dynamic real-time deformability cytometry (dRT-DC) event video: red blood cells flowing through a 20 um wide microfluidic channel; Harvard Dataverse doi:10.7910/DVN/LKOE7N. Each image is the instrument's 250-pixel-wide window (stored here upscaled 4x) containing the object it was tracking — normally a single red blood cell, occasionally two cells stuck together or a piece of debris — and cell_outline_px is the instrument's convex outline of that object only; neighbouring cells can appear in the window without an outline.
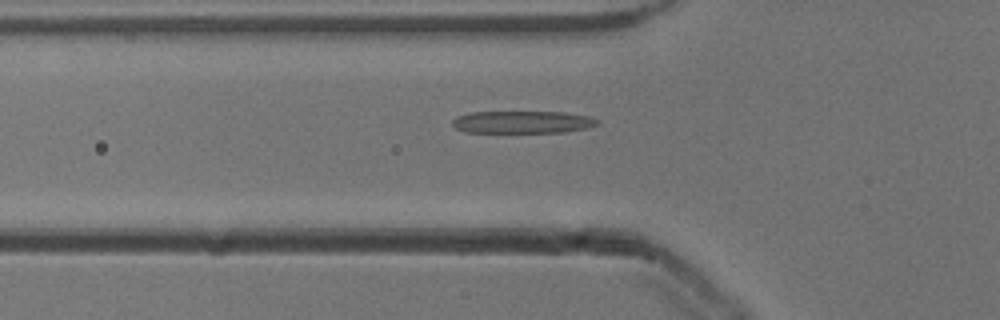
{"species": "common noctule bat (a hibernating species)", "species_latin": "Nyctalus noctula", "temperature_condition": "cold", "stored_images_in_passage": 30, "camera_frame_rate_fps": 3000, "um_per_image_px": 0.085, "animal": {"sex": "male", "body_mass_g": 13.3}, "frame": {"image": 1, "passage_image": 3, "time_ms": 0.667, "image_size_px": [1000, 320], "cell_outline_px": [[600, 124], [584, 128], [564, 132], [464, 132], [456, 128], [452, 124], [452, 120], [456, 116], [468, 112], [564, 112], [588, 116], [600, 120]], "centroid_in_image_um": [44.39, 10.37], "position_along_channel_um": 81.4, "area_um2": 18.9}}
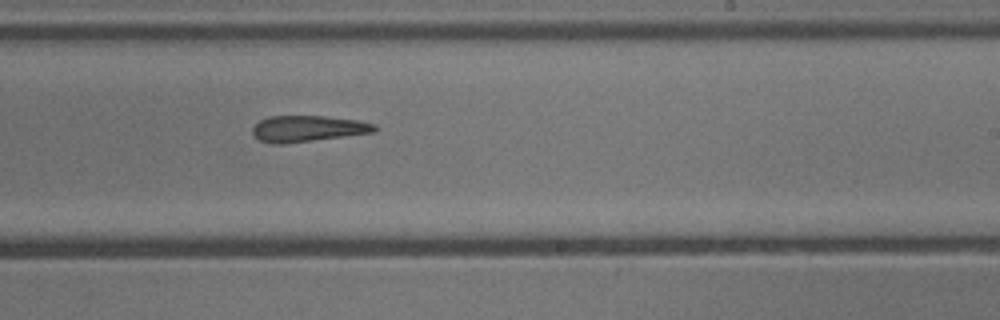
{"frame": {"image": 2, "passage_image": 17, "time_ms": 5.333, "image_size_px": [1000, 320], "cell_outline_px": [[376, 132], [280, 144], [272, 144], [260, 140], [252, 132], [252, 128], [260, 120], [268, 116], [324, 116], [356, 120], [376, 124]], "centroid_in_image_um": [26.15, 10.92], "position_along_channel_um": 262.8, "area_um2": 18.38}}
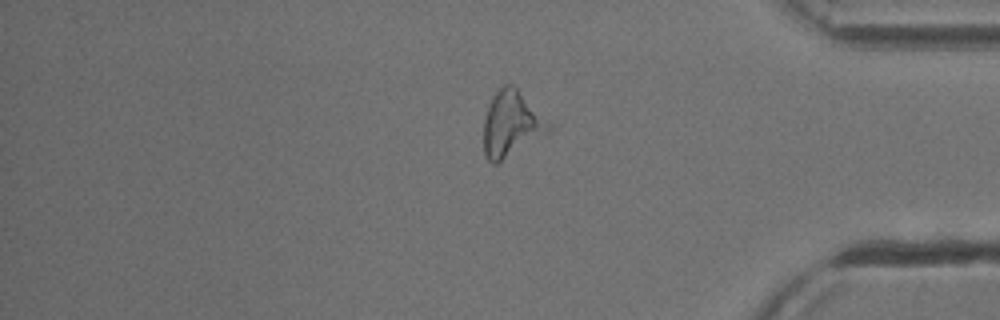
{"frame": {"image": 3, "passage_image": 29, "time_ms": 9.333, "image_size_px": [1000, 320], "cell_outline_px": [[556, 128], [552, 132], [496, 164], [492, 164], [484, 156], [484, 120], [492, 96], [504, 84], [512, 84]], "centroid_in_image_um": [43.51, 10.58], "position_along_channel_um": 391.7, "area_um2": 25.03}, "authors_computed_cell_mechanics": {"area_um2": 19.5075, "velocity_mm_per_s": 3.8701, "shape_relaxation_time_tau1_ms": 10.2673, "shape_relaxation_time_tau2_ms": 8.1239, "deformation_change_tau1": 0.2602, "deformation_change_tau2": 0.2292}}